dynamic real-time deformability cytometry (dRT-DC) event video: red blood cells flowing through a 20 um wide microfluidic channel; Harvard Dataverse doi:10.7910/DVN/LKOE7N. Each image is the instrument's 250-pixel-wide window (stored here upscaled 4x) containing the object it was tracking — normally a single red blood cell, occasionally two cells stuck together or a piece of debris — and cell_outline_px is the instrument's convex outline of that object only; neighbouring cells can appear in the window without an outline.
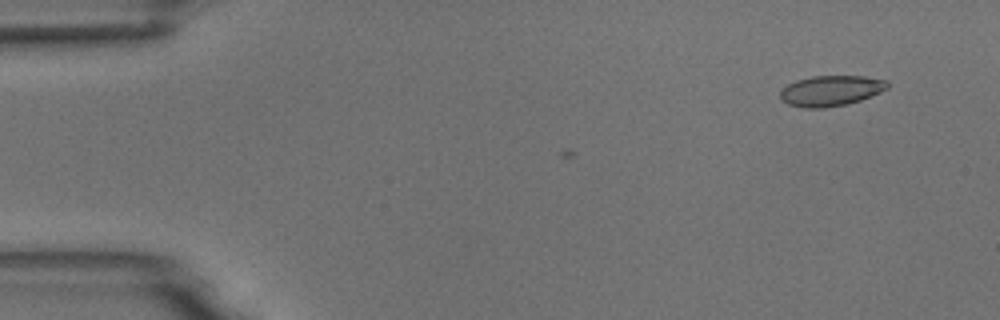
{"species": "common noctule bat (a hibernating species)", "species_latin": "Nyctalus noctula", "temperature_condition": "room temperature", "stored_images_in_passage": 9, "camera_frame_rate_fps": 3000, "um_per_image_px": 0.085, "animal": {"sex": "male", "body_mass_g": 18.8}, "frame": {"image": 1, "passage_image": 9, "time_ms": 2.667, "image_size_px": [1000, 320], "cell_outline_px": [[888, 88], [880, 92], [860, 100], [848, 104], [824, 108], [804, 108], [788, 104], [780, 100], [780, 92], [788, 84], [796, 80], [812, 76], [864, 76], [888, 80]], "centroid_in_image_um": [70.62, 7.71], "position_along_channel_um": 14.4, "area_um2": 19.13}}